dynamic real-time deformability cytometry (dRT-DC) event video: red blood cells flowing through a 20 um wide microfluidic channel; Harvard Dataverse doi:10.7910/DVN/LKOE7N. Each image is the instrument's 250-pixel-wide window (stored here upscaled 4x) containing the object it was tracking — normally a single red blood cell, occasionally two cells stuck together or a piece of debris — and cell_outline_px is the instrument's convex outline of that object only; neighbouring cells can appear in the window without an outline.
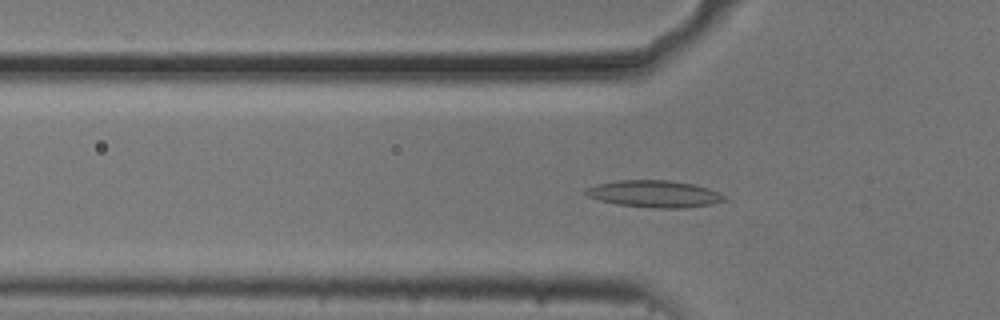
{"species": "common noctule bat (a hibernating species)", "species_latin": "Nyctalus noctula", "temperature_condition": "cold", "stored_images_in_passage": 55, "camera_frame_rate_fps": 3000, "um_per_image_px": 0.085, "animal": {"sex": "male", "body_mass_g": 20.5, "forearm_length_mm": 52.5}, "frame": {"image": 1, "passage_image": 18, "time_ms": 5.667, "image_size_px": [1000, 320], "cell_outline_px": [[728, 200], [712, 204], [684, 208], [656, 208], [616, 204], [600, 200], [588, 196], [584, 192], [588, 188], [596, 184], [616, 180], [668, 180], [696, 184], [720, 192], [728, 196]], "centroid_in_image_um": [55.7, 16.47], "position_along_channel_um": 70.1, "area_um2": 21.96}}
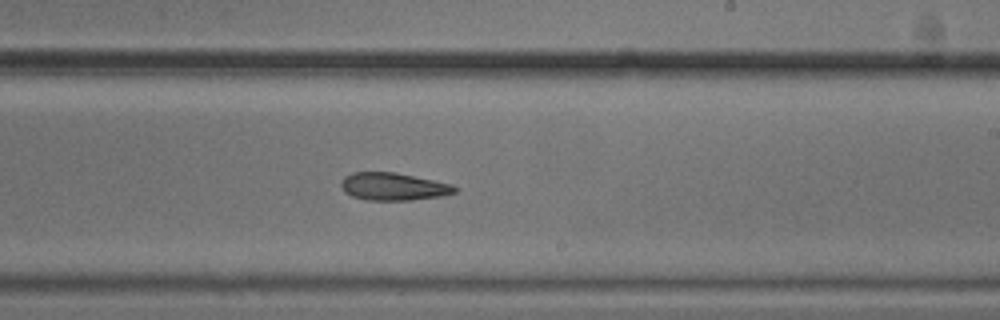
{"frame": {"image": 2, "passage_image": 33, "time_ms": 10.667, "image_size_px": [1000, 320], "cell_outline_px": [[460, 188], [456, 192], [444, 196], [412, 200], [368, 200], [352, 196], [344, 192], [340, 184], [344, 176], [352, 172], [396, 172], [452, 184]], "centroid_in_image_um": [33.46, 15.86], "position_along_channel_um": 255.5, "area_um2": 18.5}}
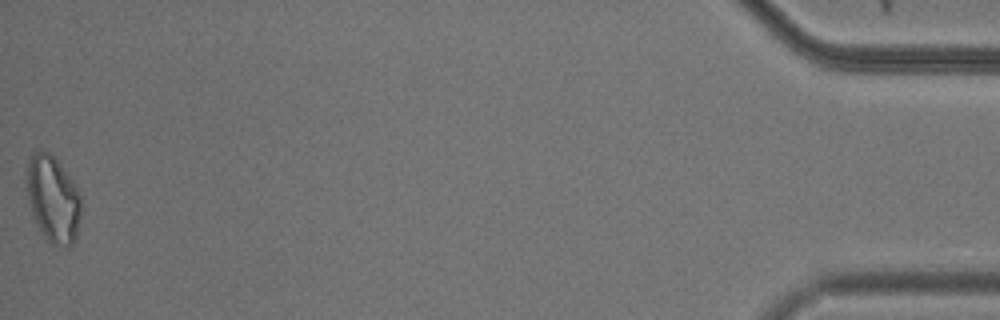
{"frame": {"image": 3, "passage_image": 55, "time_ms": 18.0, "image_size_px": [1000, 320], "cell_outline_px": [[80, 216], [76, 236], [72, 244], [68, 248], [52, 244], [48, 240], [32, 216], [28, 196], [28, 156], [32, 148], [48, 152], [60, 164], [72, 180], [80, 196]], "centroid_in_image_um": [4.5, 16.89], "position_along_channel_um": 430.7, "area_um2": 27.11}, "authors_computed_cell_mechanics": {"area_um2": 19.7676, "velocity_mm_per_s": 3.6952, "shape_relaxation_time_tau1_ms": null, "shape_relaxation_time_tau2_ms": 3.7043, "deformation_change_tau1": null, "deformation_change_tau2": 0.125}}